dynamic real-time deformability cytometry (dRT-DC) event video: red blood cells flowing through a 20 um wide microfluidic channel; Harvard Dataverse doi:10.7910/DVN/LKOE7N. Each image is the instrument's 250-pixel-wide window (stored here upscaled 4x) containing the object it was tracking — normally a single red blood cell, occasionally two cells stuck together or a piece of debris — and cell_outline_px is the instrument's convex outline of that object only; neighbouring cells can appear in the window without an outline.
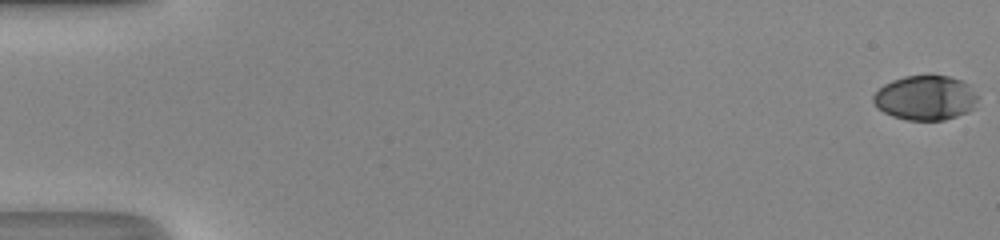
{"species": "human", "species_latin": "Homo sapiens", "temperature_condition": "room temperature", "stored_images_in_passage": 51, "camera_frame_rate_fps": 3000, "um_per_image_px": 0.085, "donor": {"sex": "male"}, "frame": {"image": 1, "passage_image": 1, "time_ms": 0.0, "image_size_px": [1000, 240], "cell_outline_px": [[976, 100], [972, 108], [968, 112], [944, 120], [908, 120], [892, 116], [884, 112], [872, 100], [872, 96], [884, 84], [892, 80], [904, 76], [928, 72], [948, 76], [960, 80], [968, 84], [976, 96]], "centroid_in_image_um": [78.64, 8.27], "position_along_channel_um": 6.4, "area_um2": 27.4}}
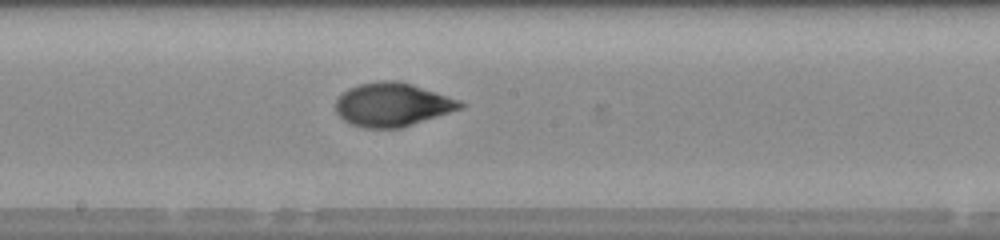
{"frame": {"image": 2, "passage_image": 29, "time_ms": 9.333, "image_size_px": [1000, 240], "cell_outline_px": [[464, 108], [400, 128], [364, 128], [352, 124], [344, 120], [336, 112], [336, 100], [348, 88], [360, 84], [384, 80], [396, 80], [412, 84], [460, 100], [464, 104]], "centroid_in_image_um": [33.36, 8.89], "position_along_channel_um": 214.8, "area_um2": 31.44}}
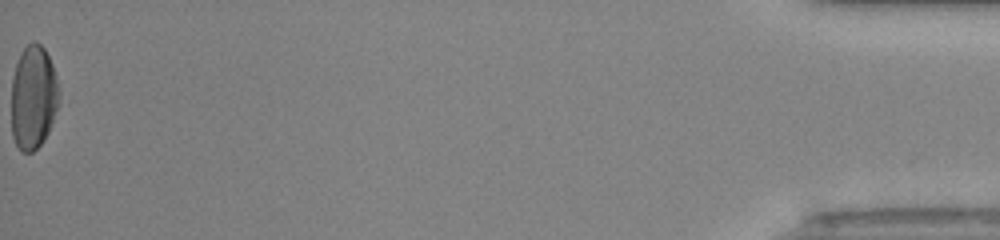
{"frame": {"image": 3, "passage_image": 51, "time_ms": 16.667, "image_size_px": [1000, 240], "cell_outline_px": [[60, 92], [56, 108], [48, 132], [44, 140], [32, 152], [20, 152], [12, 136], [12, 76], [20, 52], [28, 44], [40, 44], [44, 48], [52, 64], [56, 76]], "centroid_in_image_um": [2.82, 8.29], "position_along_channel_um": 432.4, "area_um2": 28.61}, "authors_computed_cell_mechanics": {"area_um2": 30.1138, "velocity_mm_per_s": 4.337, "shape_relaxation_time_tau1_ms": 4.1719, "shape_relaxation_time_tau2_ms": 1.071, "deformation_change_tau1": 0.1865, "deformation_change_tau2": 0.0536}}